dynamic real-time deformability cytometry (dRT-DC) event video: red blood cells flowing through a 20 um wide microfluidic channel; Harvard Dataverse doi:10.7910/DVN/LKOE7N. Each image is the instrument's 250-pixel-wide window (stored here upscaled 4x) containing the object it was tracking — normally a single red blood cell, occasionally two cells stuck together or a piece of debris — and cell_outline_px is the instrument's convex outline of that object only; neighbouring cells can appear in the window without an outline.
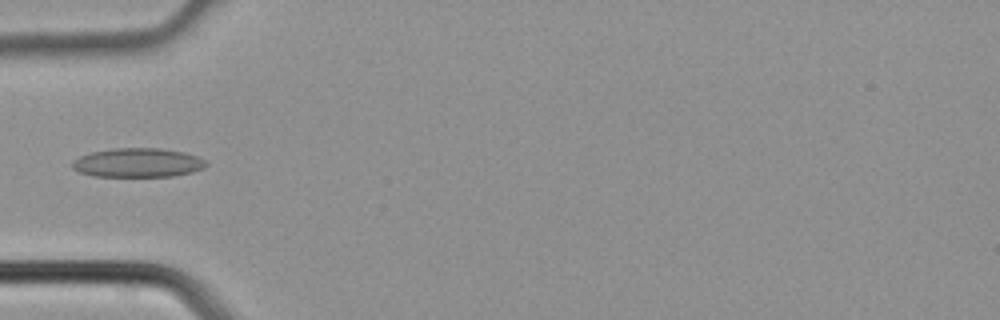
{"species": "common noctule bat (a hibernating species)", "species_latin": "Nyctalus noctula", "temperature_condition": "cold", "stored_images_in_passage": 3, "camera_frame_rate_fps": 3000, "um_per_image_px": 0.085, "animal": {"sex": "male", "body_mass_g": 21.5, "forearm_length_mm": 52.0}, "frame": {"image": 1, "passage_image": 3, "time_ms": 0.667, "image_size_px": [1000, 320], "cell_outline_px": [[208, 164], [204, 168], [192, 172], [172, 176], [92, 176], [80, 172], [72, 168], [72, 160], [80, 156], [92, 152], [112, 148], [160, 148], [184, 152], [196, 156], [204, 160]], "centroid_in_image_um": [11.7, 13.82], "position_along_channel_um": 73.3, "area_um2": 22.66}}